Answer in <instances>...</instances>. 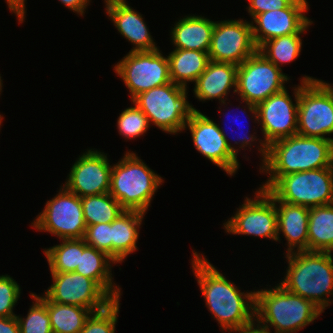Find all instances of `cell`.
Masks as SVG:
<instances>
[{
  "instance_id": "obj_18",
  "label": "cell",
  "mask_w": 333,
  "mask_h": 333,
  "mask_svg": "<svg viewBox=\"0 0 333 333\" xmlns=\"http://www.w3.org/2000/svg\"><path fill=\"white\" fill-rule=\"evenodd\" d=\"M308 2H292L288 7L267 11L256 15L252 21V37L256 47L276 37L290 34H301L311 24L304 14Z\"/></svg>"
},
{
  "instance_id": "obj_8",
  "label": "cell",
  "mask_w": 333,
  "mask_h": 333,
  "mask_svg": "<svg viewBox=\"0 0 333 333\" xmlns=\"http://www.w3.org/2000/svg\"><path fill=\"white\" fill-rule=\"evenodd\" d=\"M259 51L249 56L237 69V90L247 108L258 121L256 105L285 89L289 77Z\"/></svg>"
},
{
  "instance_id": "obj_6",
  "label": "cell",
  "mask_w": 333,
  "mask_h": 333,
  "mask_svg": "<svg viewBox=\"0 0 333 333\" xmlns=\"http://www.w3.org/2000/svg\"><path fill=\"white\" fill-rule=\"evenodd\" d=\"M186 91V87L170 82L137 95L132 102L148 117L149 123L176 134L185 129L190 113L198 111L186 100Z\"/></svg>"
},
{
  "instance_id": "obj_15",
  "label": "cell",
  "mask_w": 333,
  "mask_h": 333,
  "mask_svg": "<svg viewBox=\"0 0 333 333\" xmlns=\"http://www.w3.org/2000/svg\"><path fill=\"white\" fill-rule=\"evenodd\" d=\"M53 284L45 292L52 302L77 305L93 312L115 301L96 281L76 272L51 273Z\"/></svg>"
},
{
  "instance_id": "obj_28",
  "label": "cell",
  "mask_w": 333,
  "mask_h": 333,
  "mask_svg": "<svg viewBox=\"0 0 333 333\" xmlns=\"http://www.w3.org/2000/svg\"><path fill=\"white\" fill-rule=\"evenodd\" d=\"M81 204L87 226L111 223L125 211L109 193L82 197Z\"/></svg>"
},
{
  "instance_id": "obj_30",
  "label": "cell",
  "mask_w": 333,
  "mask_h": 333,
  "mask_svg": "<svg viewBox=\"0 0 333 333\" xmlns=\"http://www.w3.org/2000/svg\"><path fill=\"white\" fill-rule=\"evenodd\" d=\"M51 273L74 272L80 260V239H63L44 250Z\"/></svg>"
},
{
  "instance_id": "obj_20",
  "label": "cell",
  "mask_w": 333,
  "mask_h": 333,
  "mask_svg": "<svg viewBox=\"0 0 333 333\" xmlns=\"http://www.w3.org/2000/svg\"><path fill=\"white\" fill-rule=\"evenodd\" d=\"M275 203L277 210V226H278V238L280 232L283 233L288 241L287 253L293 252L294 248L297 251H308V223H309V208L289 204L279 201L275 197Z\"/></svg>"
},
{
  "instance_id": "obj_35",
  "label": "cell",
  "mask_w": 333,
  "mask_h": 333,
  "mask_svg": "<svg viewBox=\"0 0 333 333\" xmlns=\"http://www.w3.org/2000/svg\"><path fill=\"white\" fill-rule=\"evenodd\" d=\"M83 239L87 245L101 250L111 257V223L87 226Z\"/></svg>"
},
{
  "instance_id": "obj_1",
  "label": "cell",
  "mask_w": 333,
  "mask_h": 333,
  "mask_svg": "<svg viewBox=\"0 0 333 333\" xmlns=\"http://www.w3.org/2000/svg\"><path fill=\"white\" fill-rule=\"evenodd\" d=\"M198 254L193 252L192 267L206 305L221 329L241 332L252 326L255 323V292L238 291L205 256Z\"/></svg>"
},
{
  "instance_id": "obj_16",
  "label": "cell",
  "mask_w": 333,
  "mask_h": 333,
  "mask_svg": "<svg viewBox=\"0 0 333 333\" xmlns=\"http://www.w3.org/2000/svg\"><path fill=\"white\" fill-rule=\"evenodd\" d=\"M256 51L252 23L240 19L215 22L208 51L211 61L238 66Z\"/></svg>"
},
{
  "instance_id": "obj_13",
  "label": "cell",
  "mask_w": 333,
  "mask_h": 333,
  "mask_svg": "<svg viewBox=\"0 0 333 333\" xmlns=\"http://www.w3.org/2000/svg\"><path fill=\"white\" fill-rule=\"evenodd\" d=\"M188 126L195 148L208 160L222 168L228 175L239 168L238 149L228 142L219 125L200 111H192L185 125Z\"/></svg>"
},
{
  "instance_id": "obj_3",
  "label": "cell",
  "mask_w": 333,
  "mask_h": 333,
  "mask_svg": "<svg viewBox=\"0 0 333 333\" xmlns=\"http://www.w3.org/2000/svg\"><path fill=\"white\" fill-rule=\"evenodd\" d=\"M286 256L289 266L285 279L279 284L287 291L312 301L324 312L332 302L328 296L333 295L331 252L293 251Z\"/></svg>"
},
{
  "instance_id": "obj_23",
  "label": "cell",
  "mask_w": 333,
  "mask_h": 333,
  "mask_svg": "<svg viewBox=\"0 0 333 333\" xmlns=\"http://www.w3.org/2000/svg\"><path fill=\"white\" fill-rule=\"evenodd\" d=\"M215 22L200 16H186L171 31L175 49L208 52Z\"/></svg>"
},
{
  "instance_id": "obj_32",
  "label": "cell",
  "mask_w": 333,
  "mask_h": 333,
  "mask_svg": "<svg viewBox=\"0 0 333 333\" xmlns=\"http://www.w3.org/2000/svg\"><path fill=\"white\" fill-rule=\"evenodd\" d=\"M117 125L120 135L126 139L139 137L150 127L148 117L135 104L120 114Z\"/></svg>"
},
{
  "instance_id": "obj_7",
  "label": "cell",
  "mask_w": 333,
  "mask_h": 333,
  "mask_svg": "<svg viewBox=\"0 0 333 333\" xmlns=\"http://www.w3.org/2000/svg\"><path fill=\"white\" fill-rule=\"evenodd\" d=\"M268 190L279 201L307 208L333 204V167L281 176Z\"/></svg>"
},
{
  "instance_id": "obj_42",
  "label": "cell",
  "mask_w": 333,
  "mask_h": 333,
  "mask_svg": "<svg viewBox=\"0 0 333 333\" xmlns=\"http://www.w3.org/2000/svg\"><path fill=\"white\" fill-rule=\"evenodd\" d=\"M105 3H106V8H108L113 5L124 4L127 2L126 0H105Z\"/></svg>"
},
{
  "instance_id": "obj_2",
  "label": "cell",
  "mask_w": 333,
  "mask_h": 333,
  "mask_svg": "<svg viewBox=\"0 0 333 333\" xmlns=\"http://www.w3.org/2000/svg\"><path fill=\"white\" fill-rule=\"evenodd\" d=\"M333 167V140L304 137L298 134L272 142L267 146V159L262 172L270 177L260 187L268 190L281 176Z\"/></svg>"
},
{
  "instance_id": "obj_34",
  "label": "cell",
  "mask_w": 333,
  "mask_h": 333,
  "mask_svg": "<svg viewBox=\"0 0 333 333\" xmlns=\"http://www.w3.org/2000/svg\"><path fill=\"white\" fill-rule=\"evenodd\" d=\"M20 286L8 275L0 276V317H13V307L20 295Z\"/></svg>"
},
{
  "instance_id": "obj_39",
  "label": "cell",
  "mask_w": 333,
  "mask_h": 333,
  "mask_svg": "<svg viewBox=\"0 0 333 333\" xmlns=\"http://www.w3.org/2000/svg\"><path fill=\"white\" fill-rule=\"evenodd\" d=\"M63 3L68 9H71L73 12L83 15L86 6L89 4V0H59Z\"/></svg>"
},
{
  "instance_id": "obj_22",
  "label": "cell",
  "mask_w": 333,
  "mask_h": 333,
  "mask_svg": "<svg viewBox=\"0 0 333 333\" xmlns=\"http://www.w3.org/2000/svg\"><path fill=\"white\" fill-rule=\"evenodd\" d=\"M106 11L120 34L135 44L131 51L158 49L141 14L135 12L127 3L110 6Z\"/></svg>"
},
{
  "instance_id": "obj_44",
  "label": "cell",
  "mask_w": 333,
  "mask_h": 333,
  "mask_svg": "<svg viewBox=\"0 0 333 333\" xmlns=\"http://www.w3.org/2000/svg\"><path fill=\"white\" fill-rule=\"evenodd\" d=\"M2 88V80H1V76H0V92H1V89ZM1 94V93H0Z\"/></svg>"
},
{
  "instance_id": "obj_36",
  "label": "cell",
  "mask_w": 333,
  "mask_h": 333,
  "mask_svg": "<svg viewBox=\"0 0 333 333\" xmlns=\"http://www.w3.org/2000/svg\"><path fill=\"white\" fill-rule=\"evenodd\" d=\"M292 2H307L306 0H249L248 12L254 18L260 13L275 11L288 7Z\"/></svg>"
},
{
  "instance_id": "obj_41",
  "label": "cell",
  "mask_w": 333,
  "mask_h": 333,
  "mask_svg": "<svg viewBox=\"0 0 333 333\" xmlns=\"http://www.w3.org/2000/svg\"><path fill=\"white\" fill-rule=\"evenodd\" d=\"M227 115H228V113H227ZM247 137H248L247 135L246 136L244 135L243 138H241V139L238 137L240 139L238 143H240L242 141L241 145H240L241 148H244V146L247 147V145L251 146L250 142H253L257 138V137H254V135L253 136L250 135L248 138Z\"/></svg>"
},
{
  "instance_id": "obj_14",
  "label": "cell",
  "mask_w": 333,
  "mask_h": 333,
  "mask_svg": "<svg viewBox=\"0 0 333 333\" xmlns=\"http://www.w3.org/2000/svg\"><path fill=\"white\" fill-rule=\"evenodd\" d=\"M256 195L254 200L246 197L244 204L224 223V227L230 234L254 235L277 241L275 196L269 190L262 189Z\"/></svg>"
},
{
  "instance_id": "obj_12",
  "label": "cell",
  "mask_w": 333,
  "mask_h": 333,
  "mask_svg": "<svg viewBox=\"0 0 333 333\" xmlns=\"http://www.w3.org/2000/svg\"><path fill=\"white\" fill-rule=\"evenodd\" d=\"M294 91L296 104L292 102L285 88L256 105L258 123L261 122L264 135V141H259L263 163L267 159V146L274 141L297 134L300 86L295 87Z\"/></svg>"
},
{
  "instance_id": "obj_40",
  "label": "cell",
  "mask_w": 333,
  "mask_h": 333,
  "mask_svg": "<svg viewBox=\"0 0 333 333\" xmlns=\"http://www.w3.org/2000/svg\"><path fill=\"white\" fill-rule=\"evenodd\" d=\"M255 327V324H253L252 326L247 327L239 333H270V331H267L259 326H257L256 328Z\"/></svg>"
},
{
  "instance_id": "obj_21",
  "label": "cell",
  "mask_w": 333,
  "mask_h": 333,
  "mask_svg": "<svg viewBox=\"0 0 333 333\" xmlns=\"http://www.w3.org/2000/svg\"><path fill=\"white\" fill-rule=\"evenodd\" d=\"M110 261L116 263L107 253L80 239V260L74 272L96 281L114 300H119L121 290L112 283Z\"/></svg>"
},
{
  "instance_id": "obj_38",
  "label": "cell",
  "mask_w": 333,
  "mask_h": 333,
  "mask_svg": "<svg viewBox=\"0 0 333 333\" xmlns=\"http://www.w3.org/2000/svg\"><path fill=\"white\" fill-rule=\"evenodd\" d=\"M7 5L11 12L16 13L19 22L24 21L25 14V0H6Z\"/></svg>"
},
{
  "instance_id": "obj_19",
  "label": "cell",
  "mask_w": 333,
  "mask_h": 333,
  "mask_svg": "<svg viewBox=\"0 0 333 333\" xmlns=\"http://www.w3.org/2000/svg\"><path fill=\"white\" fill-rule=\"evenodd\" d=\"M238 66L232 63L209 61L205 71L195 82L194 93L199 100L219 99L225 103L224 96L228 95L230 89L237 90Z\"/></svg>"
},
{
  "instance_id": "obj_33",
  "label": "cell",
  "mask_w": 333,
  "mask_h": 333,
  "mask_svg": "<svg viewBox=\"0 0 333 333\" xmlns=\"http://www.w3.org/2000/svg\"><path fill=\"white\" fill-rule=\"evenodd\" d=\"M118 312L119 300H115L105 309L93 312L79 333H115Z\"/></svg>"
},
{
  "instance_id": "obj_26",
  "label": "cell",
  "mask_w": 333,
  "mask_h": 333,
  "mask_svg": "<svg viewBox=\"0 0 333 333\" xmlns=\"http://www.w3.org/2000/svg\"><path fill=\"white\" fill-rule=\"evenodd\" d=\"M308 251H333V204L309 208Z\"/></svg>"
},
{
  "instance_id": "obj_31",
  "label": "cell",
  "mask_w": 333,
  "mask_h": 333,
  "mask_svg": "<svg viewBox=\"0 0 333 333\" xmlns=\"http://www.w3.org/2000/svg\"><path fill=\"white\" fill-rule=\"evenodd\" d=\"M35 304L29 309L26 318L17 317L20 333H53L47 310V297L31 294Z\"/></svg>"
},
{
  "instance_id": "obj_29",
  "label": "cell",
  "mask_w": 333,
  "mask_h": 333,
  "mask_svg": "<svg viewBox=\"0 0 333 333\" xmlns=\"http://www.w3.org/2000/svg\"><path fill=\"white\" fill-rule=\"evenodd\" d=\"M301 46L300 34H290L265 41L257 51L280 68V63L292 62L300 55Z\"/></svg>"
},
{
  "instance_id": "obj_10",
  "label": "cell",
  "mask_w": 333,
  "mask_h": 333,
  "mask_svg": "<svg viewBox=\"0 0 333 333\" xmlns=\"http://www.w3.org/2000/svg\"><path fill=\"white\" fill-rule=\"evenodd\" d=\"M114 66L130 91L131 99L154 87L171 82L169 60L159 49L130 51Z\"/></svg>"
},
{
  "instance_id": "obj_27",
  "label": "cell",
  "mask_w": 333,
  "mask_h": 333,
  "mask_svg": "<svg viewBox=\"0 0 333 333\" xmlns=\"http://www.w3.org/2000/svg\"><path fill=\"white\" fill-rule=\"evenodd\" d=\"M53 333H79L93 311L77 305L59 304L47 298Z\"/></svg>"
},
{
  "instance_id": "obj_17",
  "label": "cell",
  "mask_w": 333,
  "mask_h": 333,
  "mask_svg": "<svg viewBox=\"0 0 333 333\" xmlns=\"http://www.w3.org/2000/svg\"><path fill=\"white\" fill-rule=\"evenodd\" d=\"M112 166L97 150H88L74 163L65 188L80 198L109 193Z\"/></svg>"
},
{
  "instance_id": "obj_5",
  "label": "cell",
  "mask_w": 333,
  "mask_h": 333,
  "mask_svg": "<svg viewBox=\"0 0 333 333\" xmlns=\"http://www.w3.org/2000/svg\"><path fill=\"white\" fill-rule=\"evenodd\" d=\"M162 182L159 175L129 151L112 166L109 194L125 210L145 213Z\"/></svg>"
},
{
  "instance_id": "obj_4",
  "label": "cell",
  "mask_w": 333,
  "mask_h": 333,
  "mask_svg": "<svg viewBox=\"0 0 333 333\" xmlns=\"http://www.w3.org/2000/svg\"><path fill=\"white\" fill-rule=\"evenodd\" d=\"M322 312L312 301L287 291L281 284L274 289L255 291L256 325L267 331L270 324L275 333H296Z\"/></svg>"
},
{
  "instance_id": "obj_24",
  "label": "cell",
  "mask_w": 333,
  "mask_h": 333,
  "mask_svg": "<svg viewBox=\"0 0 333 333\" xmlns=\"http://www.w3.org/2000/svg\"><path fill=\"white\" fill-rule=\"evenodd\" d=\"M144 214L140 211L125 210L111 222V257L116 263L123 261L137 249L138 229Z\"/></svg>"
},
{
  "instance_id": "obj_37",
  "label": "cell",
  "mask_w": 333,
  "mask_h": 333,
  "mask_svg": "<svg viewBox=\"0 0 333 333\" xmlns=\"http://www.w3.org/2000/svg\"><path fill=\"white\" fill-rule=\"evenodd\" d=\"M0 333H20L17 317H0Z\"/></svg>"
},
{
  "instance_id": "obj_25",
  "label": "cell",
  "mask_w": 333,
  "mask_h": 333,
  "mask_svg": "<svg viewBox=\"0 0 333 333\" xmlns=\"http://www.w3.org/2000/svg\"><path fill=\"white\" fill-rule=\"evenodd\" d=\"M171 82L187 87V82H196L210 61L208 52L175 49L168 56Z\"/></svg>"
},
{
  "instance_id": "obj_11",
  "label": "cell",
  "mask_w": 333,
  "mask_h": 333,
  "mask_svg": "<svg viewBox=\"0 0 333 333\" xmlns=\"http://www.w3.org/2000/svg\"><path fill=\"white\" fill-rule=\"evenodd\" d=\"M35 229L44 230L63 239H83L87 228L81 198L65 187L48 200L42 213L32 223Z\"/></svg>"
},
{
  "instance_id": "obj_9",
  "label": "cell",
  "mask_w": 333,
  "mask_h": 333,
  "mask_svg": "<svg viewBox=\"0 0 333 333\" xmlns=\"http://www.w3.org/2000/svg\"><path fill=\"white\" fill-rule=\"evenodd\" d=\"M333 133V98L326 88L312 77L302 79L298 100L297 134L324 137Z\"/></svg>"
},
{
  "instance_id": "obj_43",
  "label": "cell",
  "mask_w": 333,
  "mask_h": 333,
  "mask_svg": "<svg viewBox=\"0 0 333 333\" xmlns=\"http://www.w3.org/2000/svg\"><path fill=\"white\" fill-rule=\"evenodd\" d=\"M325 88L326 90L331 94L332 98H333V86L326 83V82H323L322 80H318Z\"/></svg>"
}]
</instances>
